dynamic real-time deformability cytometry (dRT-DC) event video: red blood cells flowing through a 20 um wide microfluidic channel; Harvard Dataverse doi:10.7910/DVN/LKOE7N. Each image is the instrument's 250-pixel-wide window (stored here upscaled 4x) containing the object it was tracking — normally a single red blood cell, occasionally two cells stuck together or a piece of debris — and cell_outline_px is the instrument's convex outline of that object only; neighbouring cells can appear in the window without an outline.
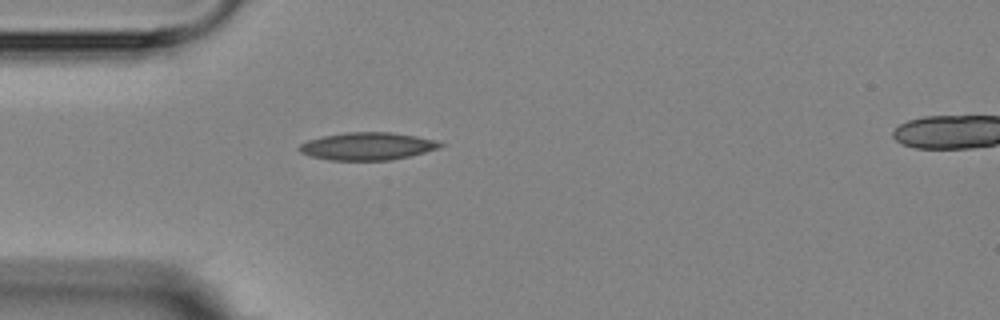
{"species": "Egyptian fruit bat (a non-hibernating species)", "species_latin": "Rousettus aegyptiacus", "temperature_condition": "room temperature", "stored_images_in_passage": 3, "camera_frame_rate_fps": 3000, "um_per_image_px": 0.085, "animal": {"sex": "female"}, "frame": {"image": 1, "passage_image": 3, "time_ms": 2.333, "image_size_px": [1000, 320], "cell_outline_px": [[448, 144], [424, 152], [392, 160], [328, 160], [312, 156], [300, 152], [296, 148], [300, 144], [308, 140], [320, 136], [344, 132], [392, 132], [416, 136], [436, 140]], "centroid_in_image_um": [31.2, 12.42], "position_along_channel_um": 53.8, "area_um2": 22.77}}